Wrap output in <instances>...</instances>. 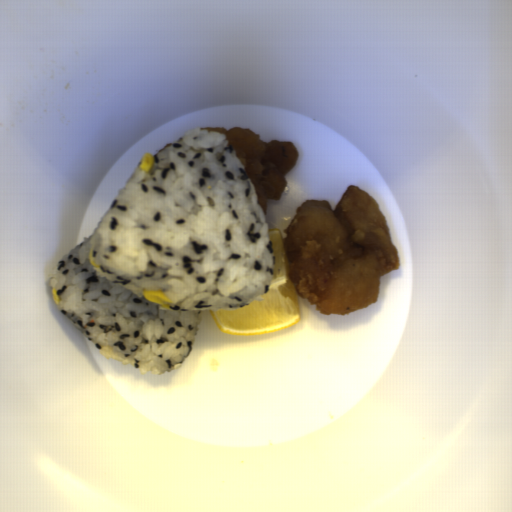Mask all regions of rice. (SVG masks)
I'll use <instances>...</instances> for the list:
<instances>
[{"mask_svg": "<svg viewBox=\"0 0 512 512\" xmlns=\"http://www.w3.org/2000/svg\"><path fill=\"white\" fill-rule=\"evenodd\" d=\"M138 165L97 226L56 264L58 309L103 358L156 375L192 353L205 310L269 291L276 257L256 188L227 134L195 127ZM95 267L88 261L89 251ZM163 288L170 310L142 291Z\"/></svg>", "mask_w": 512, "mask_h": 512, "instance_id": "652b925c", "label": "rice"}]
</instances>
